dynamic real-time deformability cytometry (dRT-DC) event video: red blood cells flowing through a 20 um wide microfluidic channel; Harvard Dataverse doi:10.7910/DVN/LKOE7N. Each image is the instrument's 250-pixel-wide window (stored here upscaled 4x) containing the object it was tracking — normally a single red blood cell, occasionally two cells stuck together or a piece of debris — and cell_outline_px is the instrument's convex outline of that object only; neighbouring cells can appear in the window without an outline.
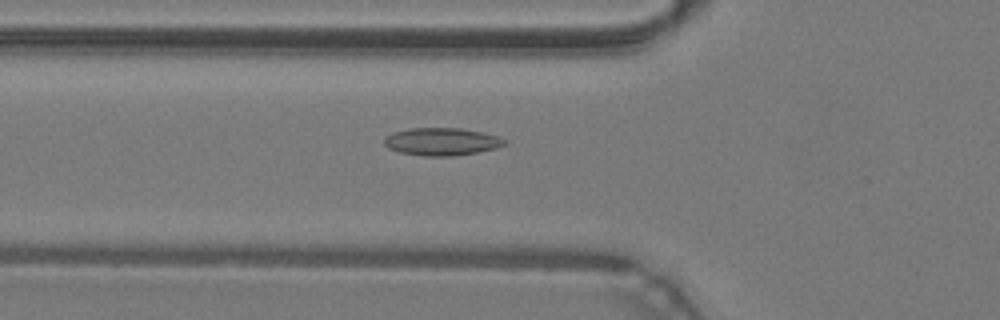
{"species": "common noctule bat (a hibernating species)", "species_latin": "Nyctalus noctula", "temperature_condition": "warm", "stored_images_in_passage": 36, "camera_frame_rate_fps": 3000, "um_per_image_px": 0.085, "animal": {"sex": "male", "body_mass_g": 19.2, "forearm_length_mm": 51.8}, "frame": {"image": 1, "passage_image": 5, "time_ms": 1.333, "image_size_px": [1000, 320], "cell_outline_px": [[508, 144], [496, 148], [456, 156], [424, 156], [400, 152], [388, 148], [384, 144], [384, 136], [392, 132], [408, 128], [460, 128], [500, 136], [508, 140]], "centroid_in_image_um": [37.55, 12.03], "position_along_channel_um": 88.2, "area_um2": 19.59}}
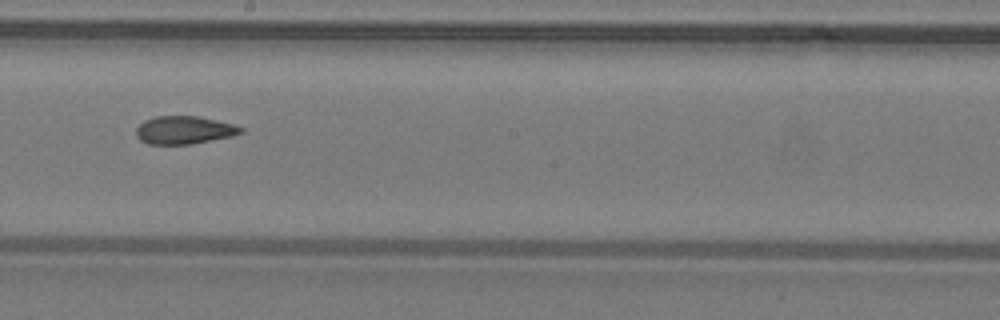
{"frame": {"image": 2, "passage_image": 15, "time_ms": 4.667, "image_size_px": [1000, 320], "cell_outline_px": [[244, 132], [232, 136], [192, 144], [148, 144], [140, 140], [136, 136], [136, 128], [144, 120], [156, 116], [196, 116], [232, 124], [244, 128]], "centroid_in_image_um": [15.63, 11.06], "position_along_channel_um": 232.6, "area_um2": 16.99}}
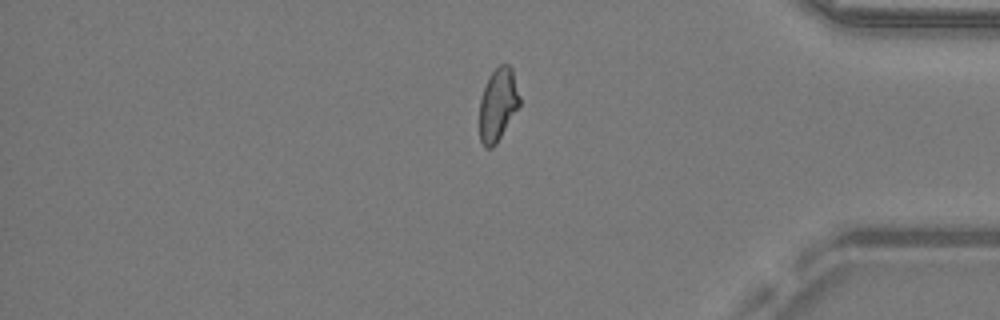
{"frame": {"image": 3, "passage_image": 28, "time_ms": 9.0, "image_size_px": [1000, 320], "cell_outline_px": [[520, 104], [496, 144], [492, 148], [484, 148], [480, 140], [480, 100], [488, 76], [500, 64], [508, 64], [512, 68], [520, 96]], "centroid_in_image_um": [42.32, 8.88], "position_along_channel_um": 392.9, "area_um2": 16.94}, "authors_computed_cell_mechanics": {"area_um2": 17.4845, "velocity_mm_per_s": 4.3198, "shape_relaxation_time_tau1_ms": null, "shape_relaxation_time_tau2_ms": 2.6738, "deformation_change_tau1": null, "deformation_change_tau2": 0.1014}}